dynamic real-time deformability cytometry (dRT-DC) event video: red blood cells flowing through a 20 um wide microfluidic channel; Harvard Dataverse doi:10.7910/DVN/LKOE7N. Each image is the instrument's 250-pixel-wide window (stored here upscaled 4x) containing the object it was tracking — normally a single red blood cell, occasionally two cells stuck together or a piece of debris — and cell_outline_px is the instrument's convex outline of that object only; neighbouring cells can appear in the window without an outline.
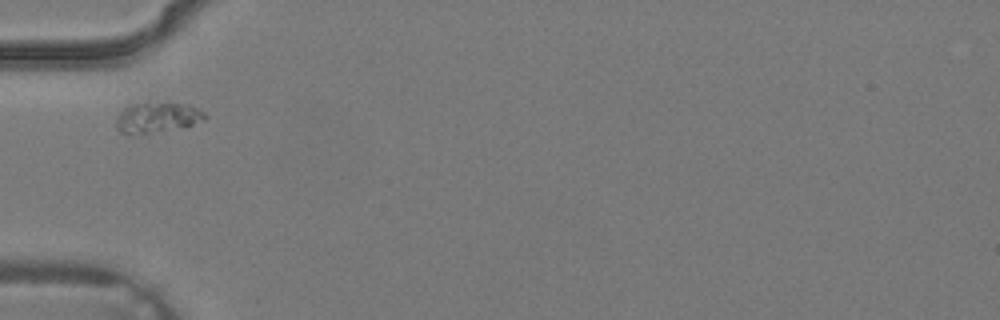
{"species": "common noctule bat (a hibernating species)", "species_latin": "Nyctalus noctula", "temperature_condition": "warm", "stored_images_in_passage": 1, "camera_frame_rate_fps": 3000, "um_per_image_px": 0.085, "animal": {"sex": "male", "body_mass_g": 19.2, "forearm_length_mm": 51.8}, "frame": {"image": 1, "passage_image": 1, "time_ms": 0.0, "image_size_px": [1000, 320], "cell_outline_px": [[208, 116], [204, 120], [192, 124], [148, 132], [120, 132], [116, 128], [116, 116], [124, 108], [132, 104], [188, 104], [204, 112]], "centroid_in_image_um": [13.35, 9.96], "position_along_channel_um": 71.6, "area_um2": 14.68}}